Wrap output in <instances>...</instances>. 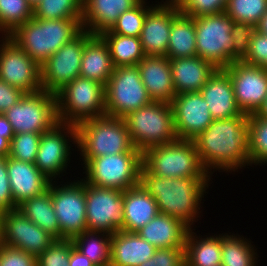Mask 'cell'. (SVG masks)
<instances>
[{"mask_svg":"<svg viewBox=\"0 0 267 266\" xmlns=\"http://www.w3.org/2000/svg\"><path fill=\"white\" fill-rule=\"evenodd\" d=\"M79 159H93L137 150L123 118L104 115L76 125Z\"/></svg>","mask_w":267,"mask_h":266,"instance_id":"277c9868","label":"cell"},{"mask_svg":"<svg viewBox=\"0 0 267 266\" xmlns=\"http://www.w3.org/2000/svg\"><path fill=\"white\" fill-rule=\"evenodd\" d=\"M1 217H2V212L0 211V238H1Z\"/></svg>","mask_w":267,"mask_h":266,"instance_id":"6f0895ef","label":"cell"},{"mask_svg":"<svg viewBox=\"0 0 267 266\" xmlns=\"http://www.w3.org/2000/svg\"><path fill=\"white\" fill-rule=\"evenodd\" d=\"M175 94L201 91L218 69L212 62L199 56L170 59Z\"/></svg>","mask_w":267,"mask_h":266,"instance_id":"d4e9b609","label":"cell"},{"mask_svg":"<svg viewBox=\"0 0 267 266\" xmlns=\"http://www.w3.org/2000/svg\"><path fill=\"white\" fill-rule=\"evenodd\" d=\"M242 61L262 67L267 63V35L256 30L253 32L249 52Z\"/></svg>","mask_w":267,"mask_h":266,"instance_id":"7dc6e473","label":"cell"},{"mask_svg":"<svg viewBox=\"0 0 267 266\" xmlns=\"http://www.w3.org/2000/svg\"><path fill=\"white\" fill-rule=\"evenodd\" d=\"M55 240L54 236L30 221L20 210L2 212L1 244L19 248L38 257Z\"/></svg>","mask_w":267,"mask_h":266,"instance_id":"e0dca14e","label":"cell"},{"mask_svg":"<svg viewBox=\"0 0 267 266\" xmlns=\"http://www.w3.org/2000/svg\"><path fill=\"white\" fill-rule=\"evenodd\" d=\"M33 18V6L27 0H0V36L10 35Z\"/></svg>","mask_w":267,"mask_h":266,"instance_id":"d590c367","label":"cell"},{"mask_svg":"<svg viewBox=\"0 0 267 266\" xmlns=\"http://www.w3.org/2000/svg\"><path fill=\"white\" fill-rule=\"evenodd\" d=\"M114 68L106 42L100 35L93 34L84 45L80 76L106 86Z\"/></svg>","mask_w":267,"mask_h":266,"instance_id":"f1b7e54d","label":"cell"},{"mask_svg":"<svg viewBox=\"0 0 267 266\" xmlns=\"http://www.w3.org/2000/svg\"><path fill=\"white\" fill-rule=\"evenodd\" d=\"M223 69L231 78L238 108L247 115L256 113L267 97V70L243 61Z\"/></svg>","mask_w":267,"mask_h":266,"instance_id":"ac0fdd59","label":"cell"},{"mask_svg":"<svg viewBox=\"0 0 267 266\" xmlns=\"http://www.w3.org/2000/svg\"><path fill=\"white\" fill-rule=\"evenodd\" d=\"M255 26L249 23L235 22L232 29L233 62L242 61L249 52Z\"/></svg>","mask_w":267,"mask_h":266,"instance_id":"ee69618b","label":"cell"},{"mask_svg":"<svg viewBox=\"0 0 267 266\" xmlns=\"http://www.w3.org/2000/svg\"><path fill=\"white\" fill-rule=\"evenodd\" d=\"M156 250L137 232L120 230L111 237L110 266H138L150 259Z\"/></svg>","mask_w":267,"mask_h":266,"instance_id":"4316f807","label":"cell"},{"mask_svg":"<svg viewBox=\"0 0 267 266\" xmlns=\"http://www.w3.org/2000/svg\"><path fill=\"white\" fill-rule=\"evenodd\" d=\"M72 144L76 149V126L57 123L50 131L41 135L35 166L51 181H59L58 178L61 180L62 176L68 174L66 169L71 161V151L75 150Z\"/></svg>","mask_w":267,"mask_h":266,"instance_id":"4fadbf2b","label":"cell"},{"mask_svg":"<svg viewBox=\"0 0 267 266\" xmlns=\"http://www.w3.org/2000/svg\"><path fill=\"white\" fill-rule=\"evenodd\" d=\"M82 180L94 187L125 191L139 184L142 153L139 150L84 159Z\"/></svg>","mask_w":267,"mask_h":266,"instance_id":"52a82bcc","label":"cell"},{"mask_svg":"<svg viewBox=\"0 0 267 266\" xmlns=\"http://www.w3.org/2000/svg\"><path fill=\"white\" fill-rule=\"evenodd\" d=\"M188 231L185 243V266H221V233L199 236Z\"/></svg>","mask_w":267,"mask_h":266,"instance_id":"f546056e","label":"cell"},{"mask_svg":"<svg viewBox=\"0 0 267 266\" xmlns=\"http://www.w3.org/2000/svg\"><path fill=\"white\" fill-rule=\"evenodd\" d=\"M124 227L122 231L137 232L158 213L156 200L139 183L123 191Z\"/></svg>","mask_w":267,"mask_h":266,"instance_id":"83f0119b","label":"cell"},{"mask_svg":"<svg viewBox=\"0 0 267 266\" xmlns=\"http://www.w3.org/2000/svg\"><path fill=\"white\" fill-rule=\"evenodd\" d=\"M229 234H221V266H257L259 256L251 244L254 242L238 233Z\"/></svg>","mask_w":267,"mask_h":266,"instance_id":"836d02e7","label":"cell"},{"mask_svg":"<svg viewBox=\"0 0 267 266\" xmlns=\"http://www.w3.org/2000/svg\"><path fill=\"white\" fill-rule=\"evenodd\" d=\"M189 230L181 220L158 213L137 233L157 249L184 248Z\"/></svg>","mask_w":267,"mask_h":266,"instance_id":"484cf974","label":"cell"},{"mask_svg":"<svg viewBox=\"0 0 267 266\" xmlns=\"http://www.w3.org/2000/svg\"><path fill=\"white\" fill-rule=\"evenodd\" d=\"M152 102L137 66L114 68L105 86V114L124 118Z\"/></svg>","mask_w":267,"mask_h":266,"instance_id":"8fae6325","label":"cell"},{"mask_svg":"<svg viewBox=\"0 0 267 266\" xmlns=\"http://www.w3.org/2000/svg\"><path fill=\"white\" fill-rule=\"evenodd\" d=\"M255 114L261 118L267 119V97L264 99L262 106L259 108V110Z\"/></svg>","mask_w":267,"mask_h":266,"instance_id":"11a10c76","label":"cell"},{"mask_svg":"<svg viewBox=\"0 0 267 266\" xmlns=\"http://www.w3.org/2000/svg\"><path fill=\"white\" fill-rule=\"evenodd\" d=\"M25 93L18 88L0 80V114L15 105Z\"/></svg>","mask_w":267,"mask_h":266,"instance_id":"681fc988","label":"cell"},{"mask_svg":"<svg viewBox=\"0 0 267 266\" xmlns=\"http://www.w3.org/2000/svg\"><path fill=\"white\" fill-rule=\"evenodd\" d=\"M255 30L263 35H267V10L258 24L255 26Z\"/></svg>","mask_w":267,"mask_h":266,"instance_id":"f5cc1de1","label":"cell"},{"mask_svg":"<svg viewBox=\"0 0 267 266\" xmlns=\"http://www.w3.org/2000/svg\"><path fill=\"white\" fill-rule=\"evenodd\" d=\"M192 141L202 166L211 176H214L217 170L220 173L235 174V171L238 172L243 167L250 166L248 116L213 120Z\"/></svg>","mask_w":267,"mask_h":266,"instance_id":"6da1fadb","label":"cell"},{"mask_svg":"<svg viewBox=\"0 0 267 266\" xmlns=\"http://www.w3.org/2000/svg\"><path fill=\"white\" fill-rule=\"evenodd\" d=\"M138 266H185V248L157 249L150 259Z\"/></svg>","mask_w":267,"mask_h":266,"instance_id":"f6af8a7d","label":"cell"},{"mask_svg":"<svg viewBox=\"0 0 267 266\" xmlns=\"http://www.w3.org/2000/svg\"><path fill=\"white\" fill-rule=\"evenodd\" d=\"M72 239H56L37 257V266H69Z\"/></svg>","mask_w":267,"mask_h":266,"instance_id":"b9f144b4","label":"cell"},{"mask_svg":"<svg viewBox=\"0 0 267 266\" xmlns=\"http://www.w3.org/2000/svg\"><path fill=\"white\" fill-rule=\"evenodd\" d=\"M7 172L12 197L17 206L26 199L42 194L51 182L35 164L9 156H7Z\"/></svg>","mask_w":267,"mask_h":266,"instance_id":"7402d4cb","label":"cell"},{"mask_svg":"<svg viewBox=\"0 0 267 266\" xmlns=\"http://www.w3.org/2000/svg\"><path fill=\"white\" fill-rule=\"evenodd\" d=\"M142 0H83L82 27L94 35L110 30L118 17Z\"/></svg>","mask_w":267,"mask_h":266,"instance_id":"cb8c5ba5","label":"cell"},{"mask_svg":"<svg viewBox=\"0 0 267 266\" xmlns=\"http://www.w3.org/2000/svg\"><path fill=\"white\" fill-rule=\"evenodd\" d=\"M17 209L44 231L50 233L56 239H60V227L49 187L42 194L23 201Z\"/></svg>","mask_w":267,"mask_h":266,"instance_id":"1f68e13d","label":"cell"},{"mask_svg":"<svg viewBox=\"0 0 267 266\" xmlns=\"http://www.w3.org/2000/svg\"><path fill=\"white\" fill-rule=\"evenodd\" d=\"M69 266H96L88 257L73 247L70 252Z\"/></svg>","mask_w":267,"mask_h":266,"instance_id":"f907efd6","label":"cell"},{"mask_svg":"<svg viewBox=\"0 0 267 266\" xmlns=\"http://www.w3.org/2000/svg\"><path fill=\"white\" fill-rule=\"evenodd\" d=\"M3 115L12 125L14 134L50 131L57 123V96L46 91L24 94Z\"/></svg>","mask_w":267,"mask_h":266,"instance_id":"30bf717a","label":"cell"},{"mask_svg":"<svg viewBox=\"0 0 267 266\" xmlns=\"http://www.w3.org/2000/svg\"><path fill=\"white\" fill-rule=\"evenodd\" d=\"M197 56L217 68L233 63L232 29L235 21L225 12L194 17Z\"/></svg>","mask_w":267,"mask_h":266,"instance_id":"9c48e42d","label":"cell"},{"mask_svg":"<svg viewBox=\"0 0 267 266\" xmlns=\"http://www.w3.org/2000/svg\"><path fill=\"white\" fill-rule=\"evenodd\" d=\"M133 145L141 153L177 140L170 103L152 101L123 118Z\"/></svg>","mask_w":267,"mask_h":266,"instance_id":"8992f818","label":"cell"},{"mask_svg":"<svg viewBox=\"0 0 267 266\" xmlns=\"http://www.w3.org/2000/svg\"><path fill=\"white\" fill-rule=\"evenodd\" d=\"M10 141L7 138L0 136V157L8 156Z\"/></svg>","mask_w":267,"mask_h":266,"instance_id":"db71d44e","label":"cell"},{"mask_svg":"<svg viewBox=\"0 0 267 266\" xmlns=\"http://www.w3.org/2000/svg\"><path fill=\"white\" fill-rule=\"evenodd\" d=\"M0 39V80L25 94L41 91L40 66L9 36Z\"/></svg>","mask_w":267,"mask_h":266,"instance_id":"9a60e30c","label":"cell"},{"mask_svg":"<svg viewBox=\"0 0 267 266\" xmlns=\"http://www.w3.org/2000/svg\"><path fill=\"white\" fill-rule=\"evenodd\" d=\"M178 13L173 0L158 1L147 13L139 37L146 56H166L173 18Z\"/></svg>","mask_w":267,"mask_h":266,"instance_id":"ffe728a7","label":"cell"},{"mask_svg":"<svg viewBox=\"0 0 267 266\" xmlns=\"http://www.w3.org/2000/svg\"><path fill=\"white\" fill-rule=\"evenodd\" d=\"M59 123L78 125L105 114V85L78 76L57 94Z\"/></svg>","mask_w":267,"mask_h":266,"instance_id":"ba28073f","label":"cell"},{"mask_svg":"<svg viewBox=\"0 0 267 266\" xmlns=\"http://www.w3.org/2000/svg\"><path fill=\"white\" fill-rule=\"evenodd\" d=\"M267 10V0H228L225 13L235 22L258 24Z\"/></svg>","mask_w":267,"mask_h":266,"instance_id":"ab89813d","label":"cell"},{"mask_svg":"<svg viewBox=\"0 0 267 266\" xmlns=\"http://www.w3.org/2000/svg\"><path fill=\"white\" fill-rule=\"evenodd\" d=\"M83 30L82 18L43 20L33 17L8 36L41 66Z\"/></svg>","mask_w":267,"mask_h":266,"instance_id":"3957f363","label":"cell"},{"mask_svg":"<svg viewBox=\"0 0 267 266\" xmlns=\"http://www.w3.org/2000/svg\"><path fill=\"white\" fill-rule=\"evenodd\" d=\"M0 266H37V257L0 243Z\"/></svg>","mask_w":267,"mask_h":266,"instance_id":"bcb514c9","label":"cell"},{"mask_svg":"<svg viewBox=\"0 0 267 266\" xmlns=\"http://www.w3.org/2000/svg\"><path fill=\"white\" fill-rule=\"evenodd\" d=\"M142 166L152 175L167 178L212 177L192 140L177 139L147 149L142 153Z\"/></svg>","mask_w":267,"mask_h":266,"instance_id":"5b68a950","label":"cell"},{"mask_svg":"<svg viewBox=\"0 0 267 266\" xmlns=\"http://www.w3.org/2000/svg\"><path fill=\"white\" fill-rule=\"evenodd\" d=\"M250 166L254 164L265 166L267 164V119L258 115L250 114ZM263 164V165H262Z\"/></svg>","mask_w":267,"mask_h":266,"instance_id":"74e56055","label":"cell"},{"mask_svg":"<svg viewBox=\"0 0 267 266\" xmlns=\"http://www.w3.org/2000/svg\"><path fill=\"white\" fill-rule=\"evenodd\" d=\"M88 231L114 234L124 227L123 191L99 188L86 183Z\"/></svg>","mask_w":267,"mask_h":266,"instance_id":"2e32d148","label":"cell"},{"mask_svg":"<svg viewBox=\"0 0 267 266\" xmlns=\"http://www.w3.org/2000/svg\"><path fill=\"white\" fill-rule=\"evenodd\" d=\"M12 197L11 186L7 172V156L0 157V211L17 209Z\"/></svg>","mask_w":267,"mask_h":266,"instance_id":"c3c4849f","label":"cell"},{"mask_svg":"<svg viewBox=\"0 0 267 266\" xmlns=\"http://www.w3.org/2000/svg\"><path fill=\"white\" fill-rule=\"evenodd\" d=\"M33 17L43 20L83 17V0H40L33 6Z\"/></svg>","mask_w":267,"mask_h":266,"instance_id":"8d00e7d4","label":"cell"},{"mask_svg":"<svg viewBox=\"0 0 267 266\" xmlns=\"http://www.w3.org/2000/svg\"><path fill=\"white\" fill-rule=\"evenodd\" d=\"M147 2L142 0L137 6L121 14L110 31L123 36L140 37L145 17L155 6Z\"/></svg>","mask_w":267,"mask_h":266,"instance_id":"f35d334b","label":"cell"},{"mask_svg":"<svg viewBox=\"0 0 267 266\" xmlns=\"http://www.w3.org/2000/svg\"><path fill=\"white\" fill-rule=\"evenodd\" d=\"M83 30L72 41L64 44L41 66V87L43 91L57 94L72 80L80 76L84 45L92 36Z\"/></svg>","mask_w":267,"mask_h":266,"instance_id":"5bb4252c","label":"cell"},{"mask_svg":"<svg viewBox=\"0 0 267 266\" xmlns=\"http://www.w3.org/2000/svg\"><path fill=\"white\" fill-rule=\"evenodd\" d=\"M106 42L115 68L137 66L146 56L139 37L123 36L107 30L100 34Z\"/></svg>","mask_w":267,"mask_h":266,"instance_id":"d6a6232c","label":"cell"},{"mask_svg":"<svg viewBox=\"0 0 267 266\" xmlns=\"http://www.w3.org/2000/svg\"><path fill=\"white\" fill-rule=\"evenodd\" d=\"M179 12L189 17L218 14L225 11L228 0H173Z\"/></svg>","mask_w":267,"mask_h":266,"instance_id":"7bdbcfd3","label":"cell"},{"mask_svg":"<svg viewBox=\"0 0 267 266\" xmlns=\"http://www.w3.org/2000/svg\"><path fill=\"white\" fill-rule=\"evenodd\" d=\"M0 136L7 138L9 141L14 136L12 125L3 114H0Z\"/></svg>","mask_w":267,"mask_h":266,"instance_id":"816d5d0a","label":"cell"},{"mask_svg":"<svg viewBox=\"0 0 267 266\" xmlns=\"http://www.w3.org/2000/svg\"><path fill=\"white\" fill-rule=\"evenodd\" d=\"M137 67L152 101L171 103L176 94L170 59L166 56H145Z\"/></svg>","mask_w":267,"mask_h":266,"instance_id":"603a6c76","label":"cell"},{"mask_svg":"<svg viewBox=\"0 0 267 266\" xmlns=\"http://www.w3.org/2000/svg\"><path fill=\"white\" fill-rule=\"evenodd\" d=\"M170 104L178 139L193 140L214 120L200 91L177 94Z\"/></svg>","mask_w":267,"mask_h":266,"instance_id":"d6986e66","label":"cell"},{"mask_svg":"<svg viewBox=\"0 0 267 266\" xmlns=\"http://www.w3.org/2000/svg\"><path fill=\"white\" fill-rule=\"evenodd\" d=\"M42 134L20 133L14 134L10 140L8 156L24 162L35 163Z\"/></svg>","mask_w":267,"mask_h":266,"instance_id":"60d3db41","label":"cell"},{"mask_svg":"<svg viewBox=\"0 0 267 266\" xmlns=\"http://www.w3.org/2000/svg\"><path fill=\"white\" fill-rule=\"evenodd\" d=\"M200 92L214 120L248 116L238 108L231 78L223 68L216 70Z\"/></svg>","mask_w":267,"mask_h":266,"instance_id":"44dd1931","label":"cell"},{"mask_svg":"<svg viewBox=\"0 0 267 266\" xmlns=\"http://www.w3.org/2000/svg\"><path fill=\"white\" fill-rule=\"evenodd\" d=\"M73 181H51V199L60 227V239H73L87 230L86 183L79 177ZM67 183V184H66ZM59 184V185H57Z\"/></svg>","mask_w":267,"mask_h":266,"instance_id":"7c38bea8","label":"cell"},{"mask_svg":"<svg viewBox=\"0 0 267 266\" xmlns=\"http://www.w3.org/2000/svg\"><path fill=\"white\" fill-rule=\"evenodd\" d=\"M111 237L103 231H84L72 239L74 247L96 266H110Z\"/></svg>","mask_w":267,"mask_h":266,"instance_id":"e575fe53","label":"cell"},{"mask_svg":"<svg viewBox=\"0 0 267 266\" xmlns=\"http://www.w3.org/2000/svg\"><path fill=\"white\" fill-rule=\"evenodd\" d=\"M197 56L193 17L178 13L172 22L166 57L169 59Z\"/></svg>","mask_w":267,"mask_h":266,"instance_id":"4dcf8cb0","label":"cell"},{"mask_svg":"<svg viewBox=\"0 0 267 266\" xmlns=\"http://www.w3.org/2000/svg\"><path fill=\"white\" fill-rule=\"evenodd\" d=\"M263 67L267 70V63Z\"/></svg>","mask_w":267,"mask_h":266,"instance_id":"680465c9","label":"cell"},{"mask_svg":"<svg viewBox=\"0 0 267 266\" xmlns=\"http://www.w3.org/2000/svg\"><path fill=\"white\" fill-rule=\"evenodd\" d=\"M32 6L36 5L40 0H27Z\"/></svg>","mask_w":267,"mask_h":266,"instance_id":"9f6ffc18","label":"cell"},{"mask_svg":"<svg viewBox=\"0 0 267 266\" xmlns=\"http://www.w3.org/2000/svg\"><path fill=\"white\" fill-rule=\"evenodd\" d=\"M212 177L167 178L150 174L143 166L139 183L156 200L159 213L181 220L190 229L199 221L201 202Z\"/></svg>","mask_w":267,"mask_h":266,"instance_id":"7a4b0ae2","label":"cell"}]
</instances>
